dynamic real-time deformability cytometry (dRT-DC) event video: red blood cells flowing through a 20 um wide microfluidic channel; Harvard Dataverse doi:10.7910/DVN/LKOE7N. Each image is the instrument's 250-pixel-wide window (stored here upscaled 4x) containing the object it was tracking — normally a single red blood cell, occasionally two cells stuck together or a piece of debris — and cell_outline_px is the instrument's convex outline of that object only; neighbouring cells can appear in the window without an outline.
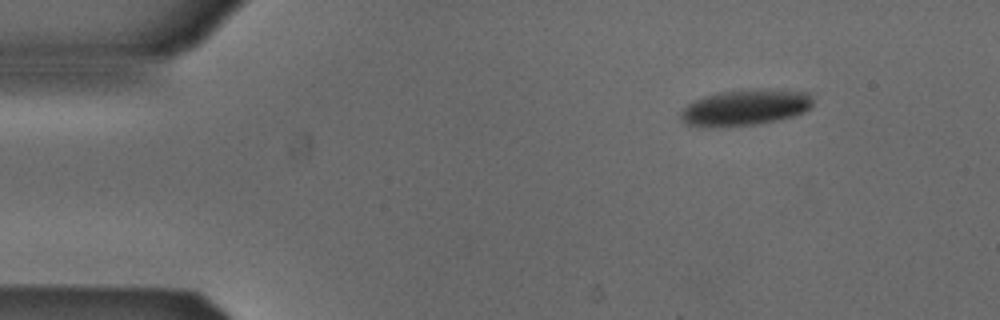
{"species": "Egyptian fruit bat (a non-hibernating species)", "species_latin": "Rousettus aegyptiacus", "temperature_condition": "cold", "stored_images_in_passage": 4, "camera_frame_rate_fps": 3000, "um_per_image_px": 0.085, "animal": {"sex": "male"}, "frame": {"image": 1, "passage_image": 1, "time_ms": 0.0, "image_size_px": [1000, 320], "cell_outline_px": [[812, 108], [796, 116], [780, 120], [756, 124], [716, 128], [700, 128], [684, 124], [680, 120], [680, 112], [688, 104], [704, 96], [720, 92], [808, 92], [812, 96]], "centroid_in_image_um": [63.27, 9.23], "position_along_channel_um": 21.7, "area_um2": 27.17}}